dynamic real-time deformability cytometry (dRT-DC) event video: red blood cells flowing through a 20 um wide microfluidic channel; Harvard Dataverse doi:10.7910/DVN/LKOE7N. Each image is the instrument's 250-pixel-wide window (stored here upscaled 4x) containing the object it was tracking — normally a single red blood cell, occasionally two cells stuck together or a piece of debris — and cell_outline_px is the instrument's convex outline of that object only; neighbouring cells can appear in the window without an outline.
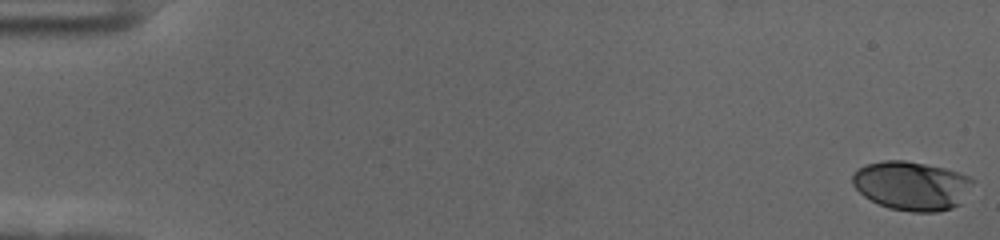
{"species": "human", "species_latin": "Homo sapiens", "temperature_condition": "cold", "stored_images_in_passage": 59, "camera_frame_rate_fps": 3000, "um_per_image_px": 0.085, "donor": {"sex": "female"}, "frame": {"image": 1, "passage_image": 1, "time_ms": 0.0, "image_size_px": [1000, 240], "cell_outline_px": [[976, 180], [960, 204], [952, 208], [936, 212], [912, 212], [888, 208], [864, 196], [852, 184], [852, 172], [856, 168], [868, 164], [884, 160], [904, 160], [944, 168], [972, 176]], "centroid_in_image_um": [77.51, 15.78], "position_along_channel_um": 7.5, "area_um2": 34.56}}
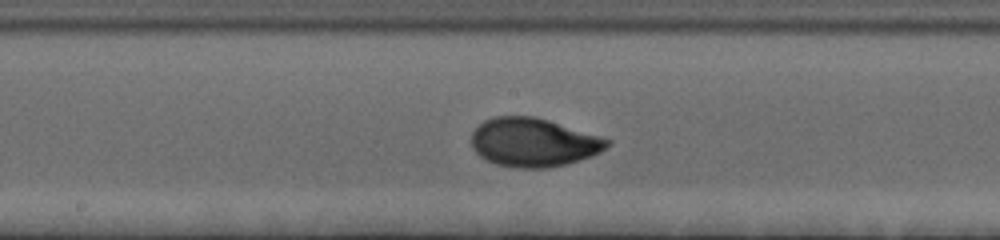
{"frame": {"image": 2, "passage_image": 32, "time_ms": 10.333, "image_size_px": [1000, 240], "cell_outline_px": [[612, 144], [600, 152], [592, 156], [568, 164], [548, 168], [512, 168], [496, 164], [484, 160], [472, 148], [472, 132], [484, 120], [492, 116], [536, 116], [600, 136], [612, 140]], "centroid_in_image_um": [45.35, 12.11], "position_along_channel_um": 202.9, "area_um2": 38.9}}
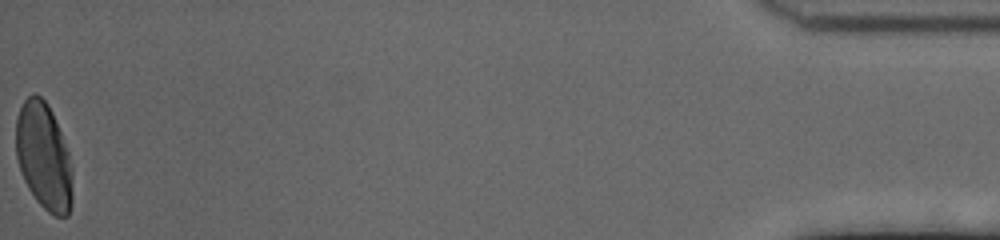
{"frame": {"image": 3, "passage_image": 59, "time_ms": 19.333, "image_size_px": [1000, 240], "cell_outline_px": [[72, 204], [68, 216], [52, 216], [36, 200], [28, 188], [20, 172], [16, 156], [16, 120], [20, 108], [24, 100], [28, 96], [36, 92], [48, 104], [52, 112], [68, 152], [72, 172]], "centroid_in_image_um": [3.71, 13.31], "position_along_channel_um": 431.5, "area_um2": 35.32}, "authors_computed_cell_mechanics": {"area_um2": 35.6626, "velocity_mm_per_s": 3.5368, "shape_relaxation_time_tau1_ms": 3.3118, "shape_relaxation_time_tau2_ms": null, "deformation_change_tau1": 0.1592, "deformation_change_tau2": null}}